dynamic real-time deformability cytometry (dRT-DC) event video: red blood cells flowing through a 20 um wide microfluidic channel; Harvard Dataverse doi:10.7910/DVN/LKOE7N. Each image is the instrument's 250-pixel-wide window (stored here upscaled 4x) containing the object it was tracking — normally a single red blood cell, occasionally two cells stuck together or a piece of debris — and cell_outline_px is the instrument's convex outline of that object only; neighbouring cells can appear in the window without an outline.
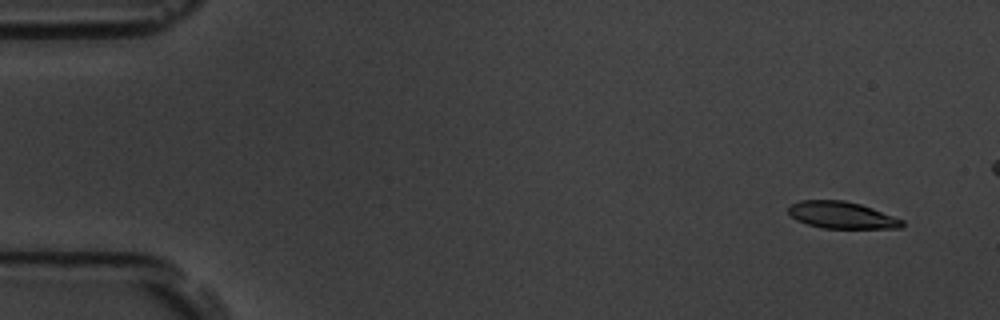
{"species": "common noctule bat (a hibernating species)", "species_latin": "Nyctalus noctula", "temperature_condition": "room temperature", "stored_images_in_passage": 6, "camera_frame_rate_fps": 3000, "um_per_image_px": 0.085, "animal": {"sex": "male", "body_mass_g": 19.5, "forearm_length_mm": 54.6}, "frame": {"image": 1, "passage_image": 2, "time_ms": 0.333, "image_size_px": [1000, 320], "cell_outline_px": [[904, 224], [900, 228], [824, 228], [808, 224], [796, 220], [788, 212], [788, 208], [792, 204], [800, 200], [844, 200], [860, 204], [872, 208], [904, 220]], "centroid_in_image_um": [71.55, 18.28], "position_along_channel_um": 13.5, "area_um2": 17.69}}